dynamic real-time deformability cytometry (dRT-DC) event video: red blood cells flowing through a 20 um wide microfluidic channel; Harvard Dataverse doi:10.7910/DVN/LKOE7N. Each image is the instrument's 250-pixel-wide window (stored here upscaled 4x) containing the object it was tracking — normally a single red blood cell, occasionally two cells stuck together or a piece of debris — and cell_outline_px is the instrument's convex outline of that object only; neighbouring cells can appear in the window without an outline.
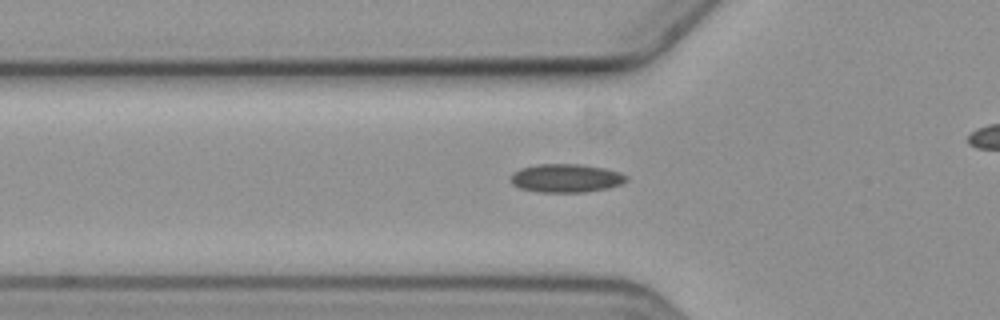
{"species": "common noctule bat (a hibernating species)", "species_latin": "Nyctalus noctula", "temperature_condition": "cold", "stored_images_in_passage": 36, "camera_frame_rate_fps": 3000, "um_per_image_px": 0.085, "animal": {"sex": "female", "body_mass_g": 19.3, "forearm_length_mm": 54.1}, "frame": {"image": 1, "passage_image": 6, "time_ms": 1.667, "image_size_px": [1000, 320], "cell_outline_px": [[628, 180], [620, 184], [608, 188], [584, 192], [540, 192], [520, 188], [512, 184], [512, 176], [520, 168], [536, 164], [580, 164], [604, 168], [620, 172], [628, 176]], "centroid_in_image_um": [48.15, 15.14], "position_along_channel_um": 77.7, "area_um2": 19.07}}
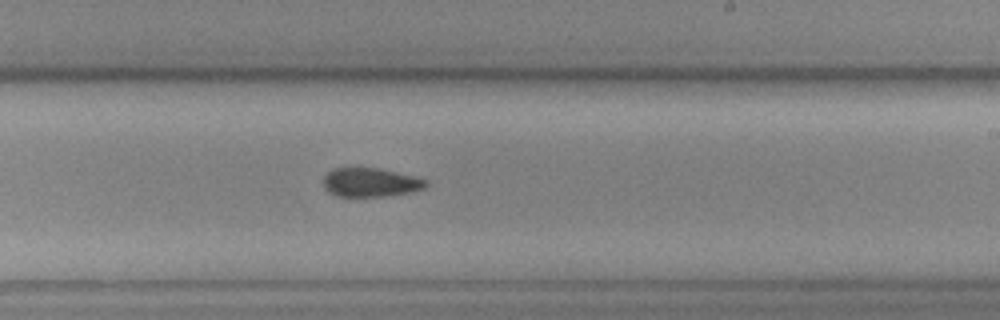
{"frame": {"image": 2, "passage_image": 21, "time_ms": 6.667, "image_size_px": [1000, 320], "cell_outline_px": [[428, 184], [424, 188], [408, 192], [384, 196], [336, 196], [328, 192], [324, 188], [324, 176], [332, 168], [376, 168], [412, 176], [428, 180]], "centroid_in_image_um": [31.45, 15.5], "position_along_channel_um": 257.6, "area_um2": 16.99}}
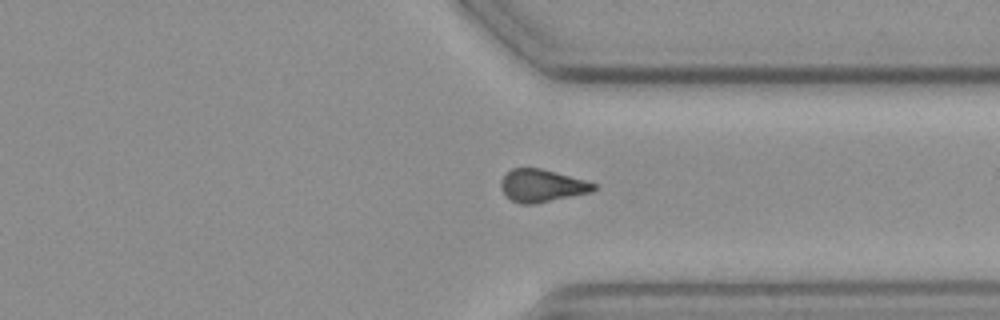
{"frame": {"image": 3, "passage_image": 30, "time_ms": 9.667, "image_size_px": [1000, 320], "cell_outline_px": [[596, 188], [592, 192], [532, 204], [520, 204], [512, 200], [504, 192], [500, 184], [500, 180], [512, 168], [540, 168], [556, 172], [584, 180], [596, 184]], "centroid_in_image_um": [46.06, 15.78], "position_along_channel_um": 365.3, "area_um2": 17.34}, "authors_computed_cell_mechanics": {"area_um2": 18.0336, "velocity_mm_per_s": 3.5958, "shape_relaxation_time_tau1_ms": null, "shape_relaxation_time_tau2_ms": 10.0653, "deformation_change_tau1": null, "deformation_change_tau2": 0.1413}}